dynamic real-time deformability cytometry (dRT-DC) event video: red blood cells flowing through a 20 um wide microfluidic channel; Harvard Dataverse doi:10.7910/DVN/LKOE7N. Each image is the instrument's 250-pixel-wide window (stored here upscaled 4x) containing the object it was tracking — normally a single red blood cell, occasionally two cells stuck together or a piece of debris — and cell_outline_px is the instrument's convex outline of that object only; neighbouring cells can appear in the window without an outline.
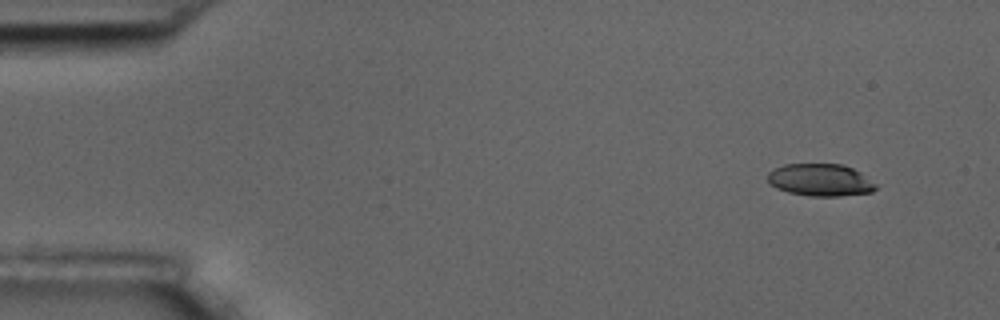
{"species": "common noctule bat (a hibernating species)", "species_latin": "Nyctalus noctula", "temperature_condition": "room temperature", "stored_images_in_passage": 9, "camera_frame_rate_fps": 3000, "um_per_image_px": 0.085, "animal": {"sex": "male", "body_mass_g": 17.5, "forearm_length_mm": 52.3}, "frame": {"image": 1, "passage_image": 1, "time_ms": 0.0, "image_size_px": [1000, 320], "cell_outline_px": [[876, 188], [872, 192], [840, 196], [808, 196], [788, 192], [776, 188], [768, 184], [768, 172], [772, 168], [784, 164], [840, 164], [852, 168], [860, 172], [876, 184]], "centroid_in_image_um": [69.68, 15.3], "position_along_channel_um": 15.3, "area_um2": 20.46}}
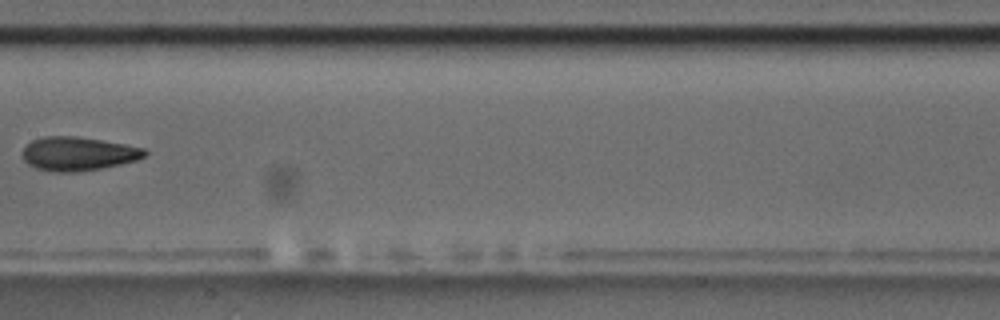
{"frame": {"image": 2, "passage_image": 8, "time_ms": 8.333, "image_size_px": [1000, 320], "cell_outline_px": [[148, 152], [144, 156], [136, 160], [120, 164], [100, 168], [76, 172], [56, 172], [36, 168], [28, 164], [24, 160], [24, 148], [32, 140], [44, 136], [76, 136], [124, 144], [144, 148]], "centroid_in_image_um": [6.63, 13.06], "position_along_channel_um": 200.8, "area_um2": 23.76}}
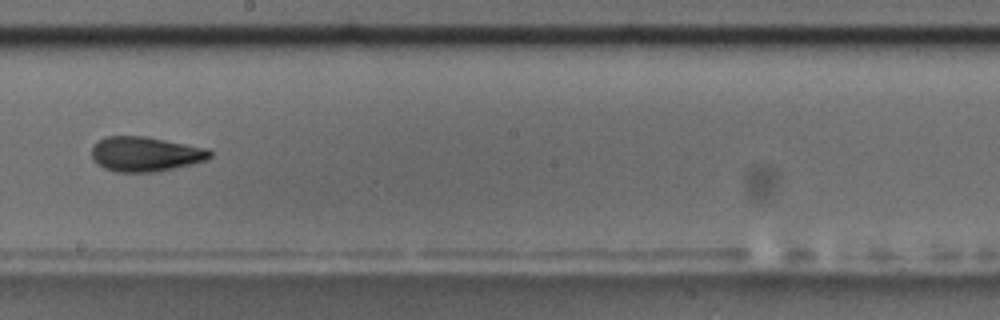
{"frame": {"image": 3, "passage_image": 9, "time_ms": 9.333, "image_size_px": [1000, 320], "cell_outline_px": [[212, 156], [208, 160], [192, 164], [152, 172], [116, 172], [104, 168], [96, 164], [92, 160], [92, 144], [104, 136], [148, 136], [208, 148], [212, 152]], "centroid_in_image_um": [12.34, 13.08], "position_along_channel_um": 235.9, "area_um2": 24.33}}